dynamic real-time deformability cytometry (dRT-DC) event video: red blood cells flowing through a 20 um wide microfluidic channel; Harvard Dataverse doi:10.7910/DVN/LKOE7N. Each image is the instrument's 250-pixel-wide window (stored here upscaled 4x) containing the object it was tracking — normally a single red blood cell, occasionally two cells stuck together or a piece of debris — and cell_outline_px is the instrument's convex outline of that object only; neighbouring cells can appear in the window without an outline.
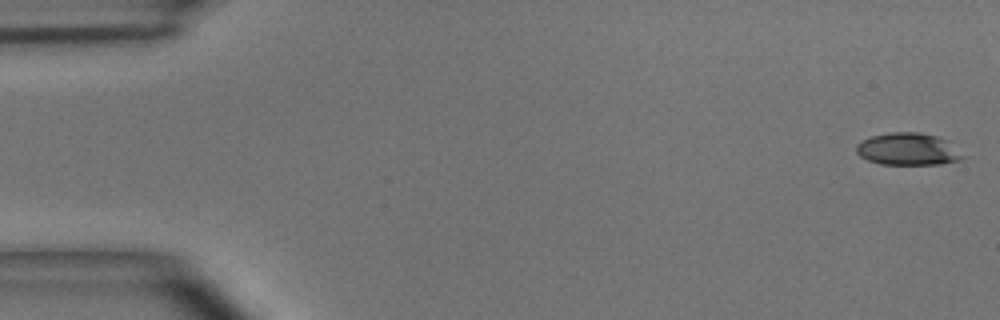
{"species": "common noctule bat (a hibernating species)", "species_latin": "Nyctalus noctula", "temperature_condition": "room temperature", "stored_images_in_passage": 5, "camera_frame_rate_fps": 3000, "um_per_image_px": 0.085, "animal": {"sex": "male", "body_mass_g": 15.6}, "frame": {"image": 1, "passage_image": 1, "time_ms": 0.0, "image_size_px": [1000, 320], "cell_outline_px": [[968, 156], [960, 160], [940, 164], [880, 164], [868, 160], [860, 156], [856, 152], [856, 144], [872, 136], [888, 132], [920, 132], [936, 136], [948, 140]], "centroid_in_image_um": [77.24, 12.67], "position_along_channel_um": 7.8, "area_um2": 20.23}}
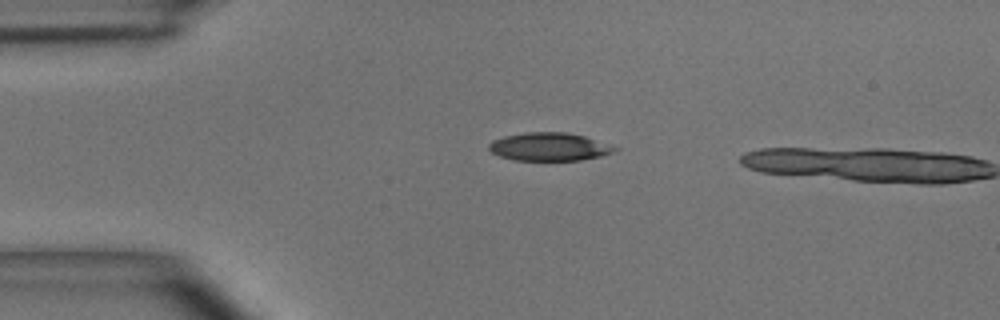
{"frame": {"image": 2, "passage_image": 4, "time_ms": 1.0, "image_size_px": [1000, 320], "cell_outline_px": [[620, 148], [616, 152], [600, 156], [580, 160], [516, 160], [500, 156], [492, 152], [488, 148], [488, 144], [492, 140], [504, 136], [524, 132], [568, 132], [584, 136]], "centroid_in_image_um": [46.69, 12.47], "position_along_channel_um": 38.3, "area_um2": 20.63}}